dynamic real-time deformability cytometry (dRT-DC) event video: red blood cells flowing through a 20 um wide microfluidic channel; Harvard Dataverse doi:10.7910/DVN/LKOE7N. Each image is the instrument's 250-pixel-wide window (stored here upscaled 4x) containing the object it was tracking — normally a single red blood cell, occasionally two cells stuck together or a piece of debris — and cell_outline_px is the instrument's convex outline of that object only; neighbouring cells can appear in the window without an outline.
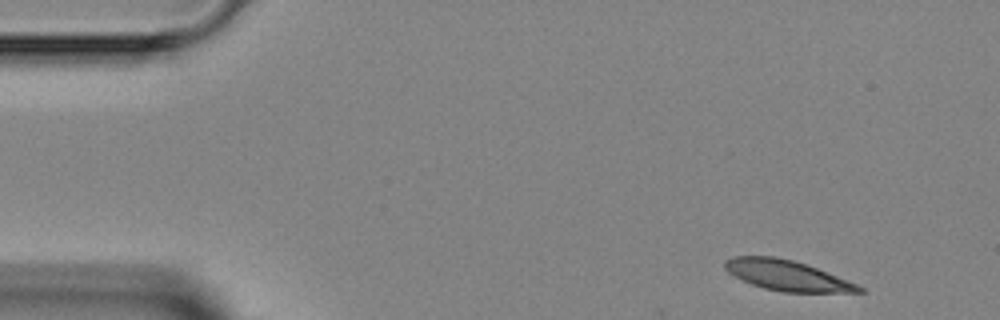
{"species": "Egyptian fruit bat (a non-hibernating species)", "species_latin": "Rousettus aegyptiacus", "temperature_condition": "room temperature", "stored_images_in_passage": 2, "camera_frame_rate_fps": 3000, "um_per_image_px": 0.085, "animal": {"sex": "female"}, "frame": {"image": 1, "passage_image": 1, "time_ms": 0.0, "image_size_px": [1000, 320], "cell_outline_px": [[864, 292], [784, 292], [764, 288], [752, 284], [728, 272], [724, 268], [724, 260], [732, 256], [772, 256], [792, 260], [816, 268], [856, 284], [864, 288]], "centroid_in_image_um": [66.85, 23.4], "position_along_channel_um": 18.1, "area_um2": 23.24}}
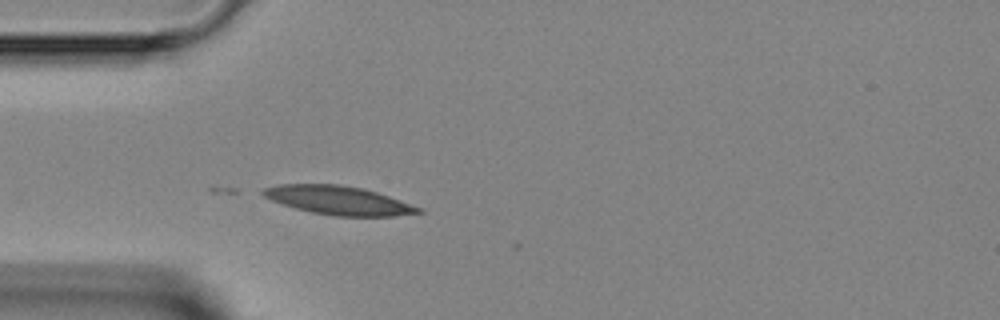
{"frame": {"image": 2, "passage_image": 2, "time_ms": 3.0, "image_size_px": [1000, 320], "cell_outline_px": [[424, 212], [392, 216], [336, 216], [312, 212], [296, 208], [272, 200], [264, 196], [260, 192], [264, 188], [280, 184], [336, 184], [364, 188], [424, 208]], "centroid_in_image_um": [28.81, 17.02], "position_along_channel_um": 56.2, "area_um2": 25.78}}